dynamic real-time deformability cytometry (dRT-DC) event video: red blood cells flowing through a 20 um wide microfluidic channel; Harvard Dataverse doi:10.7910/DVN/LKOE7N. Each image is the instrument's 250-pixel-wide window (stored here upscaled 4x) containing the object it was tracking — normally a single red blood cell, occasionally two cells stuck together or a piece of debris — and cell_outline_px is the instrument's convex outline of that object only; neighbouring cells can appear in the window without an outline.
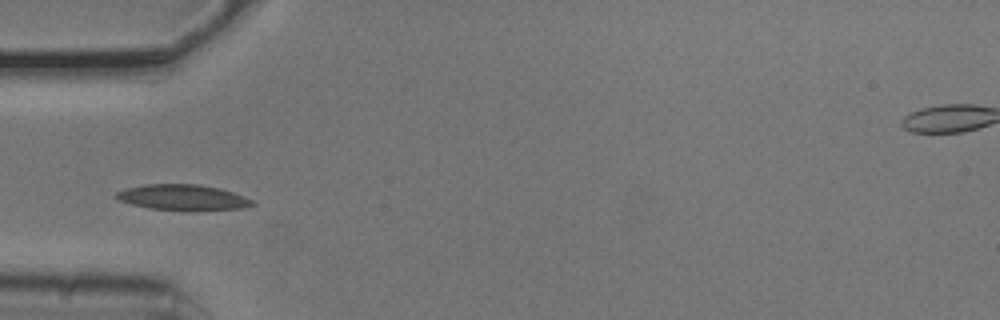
{"species": "common noctule bat (a hibernating species)", "species_latin": "Nyctalus noctula", "temperature_condition": "cold", "stored_images_in_passage": 6, "camera_frame_rate_fps": 3000, "um_per_image_px": 0.085, "animal": {"sex": "male", "body_mass_g": 20.5, "forearm_length_mm": 52.5}, "frame": {"image": 1, "passage_image": 4, "time_ms": 1.0, "image_size_px": [1000, 320], "cell_outline_px": [[256, 204], [244, 208], [196, 212], [188, 212], [148, 208], [132, 204], [120, 200], [112, 196], [116, 192], [128, 188], [144, 184], [200, 184], [232, 192], [244, 196], [252, 200]], "centroid_in_image_um": [15.56, 16.81], "position_along_channel_um": 69.4, "area_um2": 20.81}}
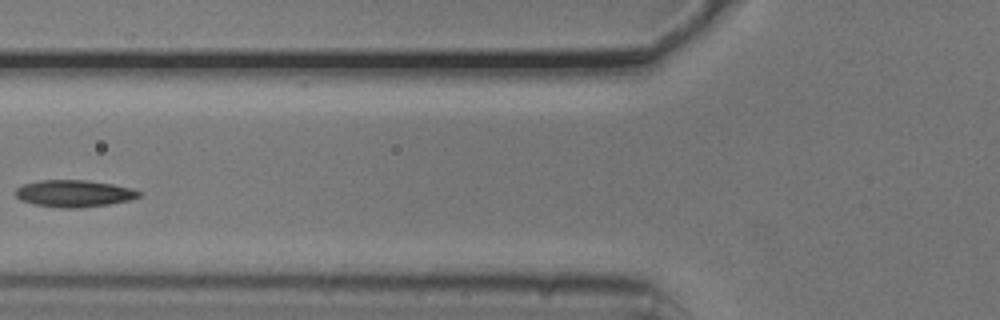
{"frame": {"image": 2, "passage_image": 5, "time_ms": 1.333, "image_size_px": [1000, 320], "cell_outline_px": [[140, 196], [132, 200], [108, 204], [80, 208], [60, 208], [36, 204], [20, 200], [16, 196], [16, 188], [24, 184], [40, 180], [88, 180], [112, 184], [128, 188], [140, 192]], "centroid_in_image_um": [6.28, 16.45], "position_along_channel_um": 119.5, "area_um2": 19.25}}
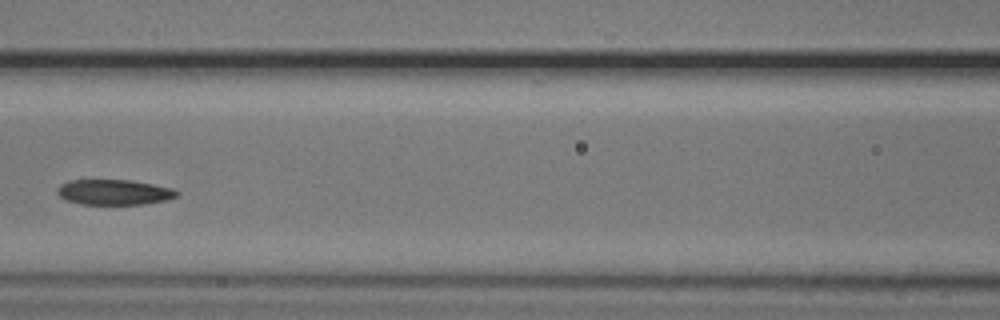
{"frame": {"image": 3, "passage_image": 6, "time_ms": 1.667, "image_size_px": [1000, 320], "cell_outline_px": [[180, 192], [176, 196], [164, 200], [144, 204], [80, 204], [64, 200], [56, 192], [60, 184], [68, 180], [132, 180], [172, 188]], "centroid_in_image_um": [9.65, 16.33], "position_along_channel_um": 156.9, "area_um2": 17.63}}